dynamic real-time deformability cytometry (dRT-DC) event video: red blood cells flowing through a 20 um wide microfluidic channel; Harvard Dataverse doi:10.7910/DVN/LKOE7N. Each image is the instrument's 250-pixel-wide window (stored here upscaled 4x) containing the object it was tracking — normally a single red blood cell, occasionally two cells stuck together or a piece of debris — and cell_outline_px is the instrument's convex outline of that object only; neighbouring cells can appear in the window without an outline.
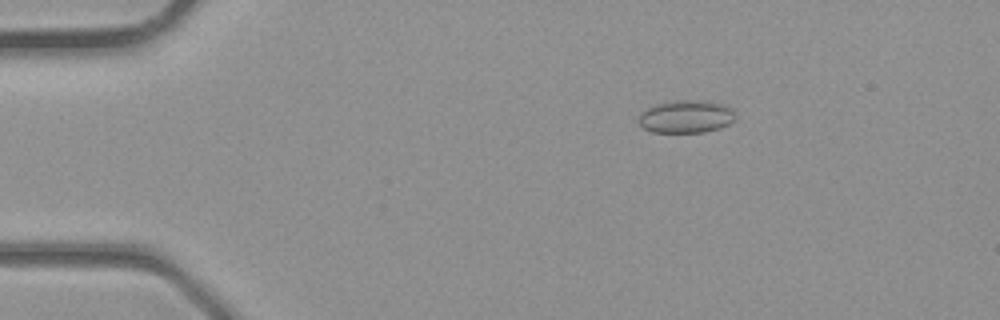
{"species": "common noctule bat (a hibernating species)", "species_latin": "Nyctalus noctula", "temperature_condition": "room temperature", "stored_images_in_passage": 33, "camera_frame_rate_fps": 3000, "um_per_image_px": 0.085, "animal": {"sex": "male", "body_mass_g": 23.1, "forearm_length_mm": 52.7}, "frame": {"image": 1, "passage_image": 2, "time_ms": 0.333, "image_size_px": [1000, 320], "cell_outline_px": [[736, 116], [728, 124], [720, 128], [704, 132], [652, 132], [644, 128], [640, 124], [640, 112], [652, 104], [676, 100], [688, 100], [720, 104], [732, 108], [736, 112]], "centroid_in_image_um": [58.29, 9.91], "position_along_channel_um": 26.7, "area_um2": 18.32}}
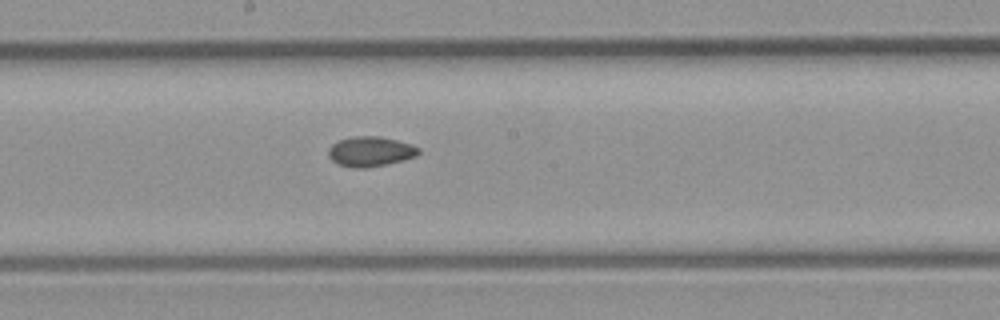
{"frame": {"image": 2, "passage_image": 16, "time_ms": 5.0, "image_size_px": [1000, 320], "cell_outline_px": [[420, 152], [416, 156], [384, 164], [364, 168], [352, 168], [340, 164], [332, 160], [328, 156], [328, 148], [332, 144], [340, 140], [352, 136], [380, 136], [412, 144], [420, 148]], "centroid_in_image_um": [31.47, 12.86], "position_along_channel_um": 216.7, "area_um2": 15.61}}
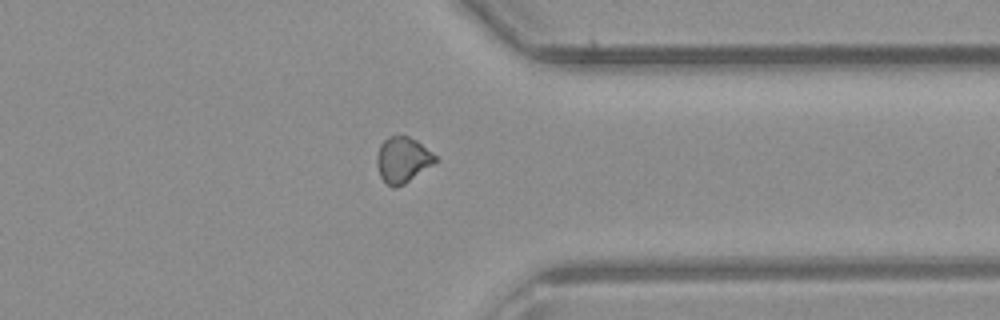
{"frame": {"image": 3, "passage_image": 25, "time_ms": 8.0, "image_size_px": [1000, 320], "cell_outline_px": [[436, 160], [432, 164], [404, 184], [396, 188], [392, 188], [380, 176], [376, 164], [376, 156], [380, 144], [388, 136], [408, 136], [416, 140], [432, 152], [436, 156]], "centroid_in_image_um": [34.18, 13.58], "position_along_channel_um": 377.2, "area_um2": 15.37}}